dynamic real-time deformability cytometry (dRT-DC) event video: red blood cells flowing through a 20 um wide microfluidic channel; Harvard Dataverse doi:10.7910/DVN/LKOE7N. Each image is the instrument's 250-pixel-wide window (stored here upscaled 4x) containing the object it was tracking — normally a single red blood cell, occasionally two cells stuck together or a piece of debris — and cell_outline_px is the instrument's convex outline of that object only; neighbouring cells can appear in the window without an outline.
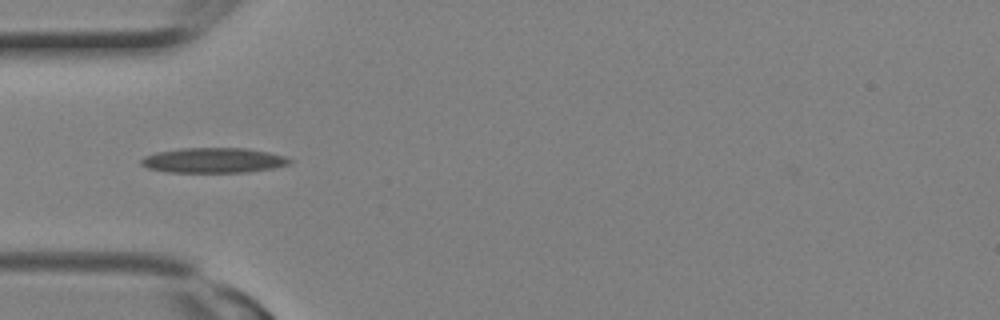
{"species": "Egyptian fruit bat (a non-hibernating species)", "species_latin": "Rousettus aegyptiacus", "temperature_condition": "room temperature", "stored_images_in_passage": 2, "camera_frame_rate_fps": 3000, "um_per_image_px": 0.085, "animal": {"sex": "female"}, "frame": {"image": 1, "passage_image": 2, "time_ms": 0.333, "image_size_px": [1000, 320], "cell_outline_px": [[292, 160], [288, 164], [272, 168], [244, 172], [168, 172], [148, 168], [140, 164], [140, 160], [144, 156], [156, 152], [180, 148], [248, 148], [268, 152], [284, 156]], "centroid_in_image_um": [18.1, 13.62], "position_along_channel_um": 66.9, "area_um2": 21.62}}